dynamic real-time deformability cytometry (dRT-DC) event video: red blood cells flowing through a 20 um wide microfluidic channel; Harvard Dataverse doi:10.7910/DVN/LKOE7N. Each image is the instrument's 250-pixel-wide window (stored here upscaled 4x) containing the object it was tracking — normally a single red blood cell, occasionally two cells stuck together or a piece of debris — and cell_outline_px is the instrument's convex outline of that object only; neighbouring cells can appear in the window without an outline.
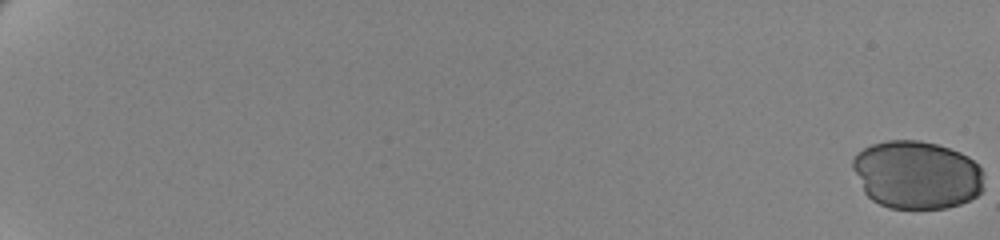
{"species": "human", "species_latin": "Homo sapiens", "temperature_condition": "cold", "stored_images_in_passage": 63, "camera_frame_rate_fps": 3000, "um_per_image_px": 0.085, "donor": {"sex": "female"}, "frame": {"image": 1, "passage_image": 1, "time_ms": 0.0, "image_size_px": [1000, 240], "cell_outline_px": [[984, 188], [976, 196], [960, 204], [944, 208], [888, 208], [872, 200], [864, 192], [852, 168], [852, 160], [864, 148], [872, 144], [888, 140], [920, 140], [936, 144], [960, 152], [968, 156], [984, 172]], "centroid_in_image_um": [77.93, 14.86], "position_along_channel_um": 7.1, "area_um2": 52.19}}
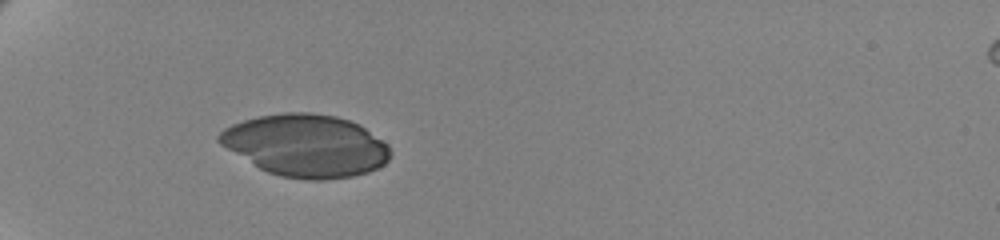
{"frame": {"image": 2, "passage_image": 24, "time_ms": 7.667, "image_size_px": [1000, 240], "cell_outline_px": [[392, 152], [388, 160], [384, 164], [368, 172], [352, 176], [324, 180], [308, 180], [280, 176], [268, 172], [260, 168], [220, 144], [216, 140], [216, 136], [224, 128], [232, 124], [244, 120], [260, 116], [284, 112], [312, 112], [336, 116], [360, 124], [388, 144]], "centroid_in_image_um": [26.02, 12.36], "position_along_channel_um": 59.0, "area_um2": 62.14}}